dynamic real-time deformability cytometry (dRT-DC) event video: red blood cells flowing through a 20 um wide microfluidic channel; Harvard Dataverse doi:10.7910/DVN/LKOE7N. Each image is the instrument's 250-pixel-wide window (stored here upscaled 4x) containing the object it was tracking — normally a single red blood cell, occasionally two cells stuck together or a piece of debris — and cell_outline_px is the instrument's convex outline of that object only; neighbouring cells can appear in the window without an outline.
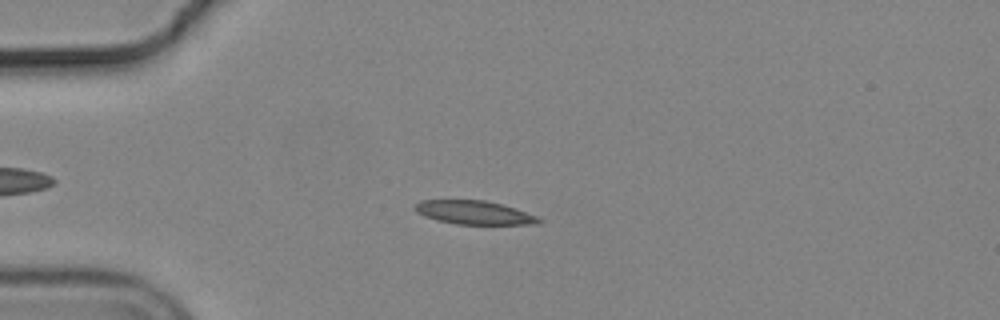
{"species": "common noctule bat (a hibernating species)", "species_latin": "Nyctalus noctula", "temperature_condition": "cold", "stored_images_in_passage": 54, "camera_frame_rate_fps": 3000, "um_per_image_px": 0.085, "animal": {"sex": "male", "body_mass_g": 19.2, "forearm_length_mm": 51.8}, "frame": {"image": 1, "passage_image": 13, "time_ms": 4.0, "image_size_px": [1000, 320], "cell_outline_px": [[540, 224], [456, 224], [436, 220], [424, 216], [416, 212], [416, 204], [420, 200], [484, 200], [516, 208], [536, 216], [540, 220]], "centroid_in_image_um": [40.28, 18.07], "position_along_channel_um": 44.7, "area_um2": 16.88}}
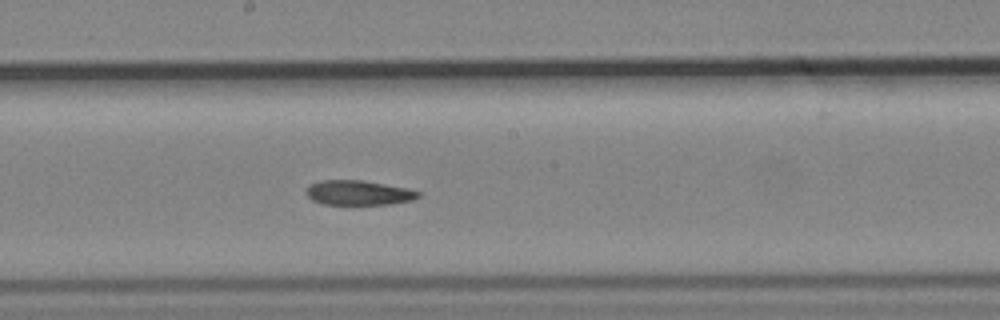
{"frame": {"image": 2, "passage_image": 29, "time_ms": 9.333, "image_size_px": [1000, 320], "cell_outline_px": [[420, 196], [412, 200], [392, 204], [324, 204], [312, 200], [308, 196], [308, 184], [320, 180], [360, 180], [408, 188], [420, 192]], "centroid_in_image_um": [30.48, 16.38], "position_along_channel_um": 217.7, "area_um2": 16.01}}
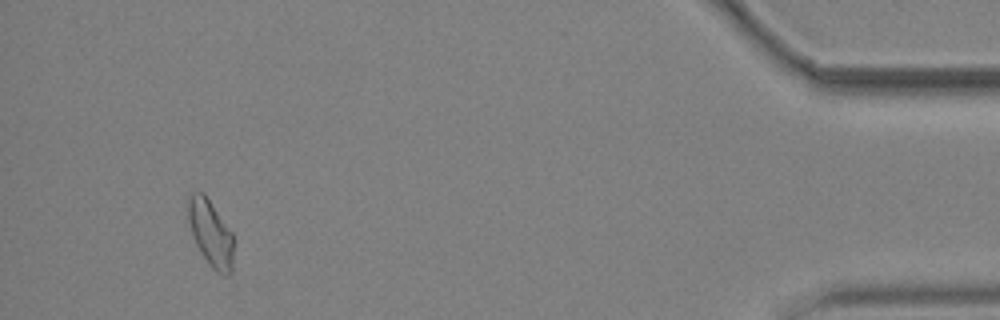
{"frame": {"image": 3, "passage_image": 51, "time_ms": 16.667, "image_size_px": [1000, 320], "cell_outline_px": [[232, 272], [228, 276], [224, 276], [216, 272], [208, 264], [196, 244], [188, 220], [188, 196], [192, 192], [204, 192], [232, 232]], "centroid_in_image_um": [17.9, 19.83], "position_along_channel_um": 417.3, "area_um2": 17.51}, "authors_computed_cell_mechanics": {"area_um2": 17.1955, "velocity_mm_per_s": 3.6834, "shape_relaxation_time_tau1_ms": null, "shape_relaxation_time_tau2_ms": 8.9163, "deformation_change_tau1": null, "deformation_change_tau2": 0.1548}}